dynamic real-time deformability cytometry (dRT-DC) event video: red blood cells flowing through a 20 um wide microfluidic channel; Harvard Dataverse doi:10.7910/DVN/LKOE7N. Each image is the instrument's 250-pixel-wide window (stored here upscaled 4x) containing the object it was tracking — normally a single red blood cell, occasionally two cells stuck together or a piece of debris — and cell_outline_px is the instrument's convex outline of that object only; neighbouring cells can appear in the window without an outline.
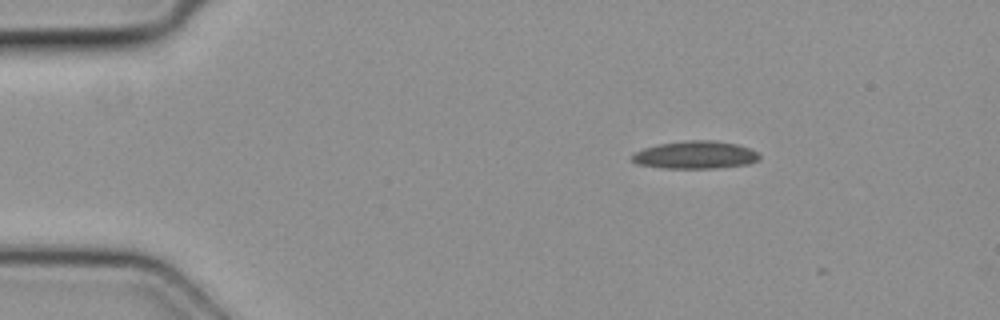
{"species": "common noctule bat (a hibernating species)", "species_latin": "Nyctalus noctula", "temperature_condition": "cold", "stored_images_in_passage": 4, "camera_frame_rate_fps": 3000, "um_per_image_px": 0.085, "animal": {"sex": "female", "body_mass_g": 19.3, "forearm_length_mm": 54.1}, "frame": {"image": 1, "passage_image": 2, "time_ms": 0.333, "image_size_px": [1000, 320], "cell_outline_px": [[760, 160], [748, 164], [716, 168], [660, 168], [636, 164], [632, 160], [632, 156], [636, 152], [644, 148], [656, 144], [684, 140], [716, 140], [736, 144], [748, 148], [756, 152], [760, 156]], "centroid_in_image_um": [59.09, 13.17], "position_along_channel_um": 25.9, "area_um2": 20.69}}